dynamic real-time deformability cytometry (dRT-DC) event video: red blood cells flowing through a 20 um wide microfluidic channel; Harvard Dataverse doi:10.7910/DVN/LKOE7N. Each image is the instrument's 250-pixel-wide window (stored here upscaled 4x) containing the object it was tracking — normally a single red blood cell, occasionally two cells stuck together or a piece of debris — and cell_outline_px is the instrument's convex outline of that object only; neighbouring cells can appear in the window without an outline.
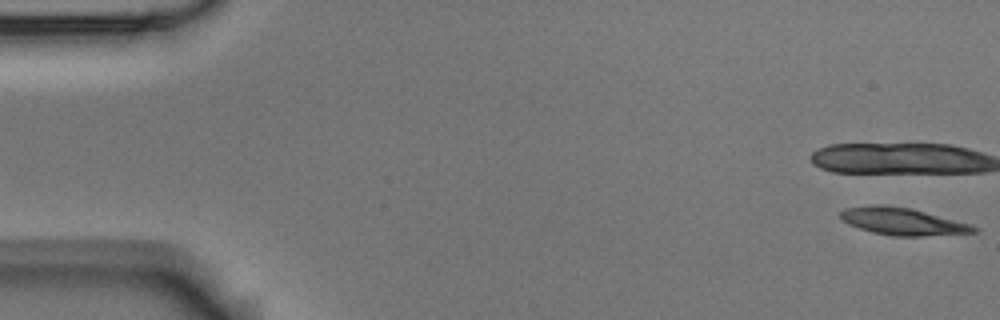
{"species": "Egyptian fruit bat (a non-hibernating species)", "species_latin": "Rousettus aegyptiacus", "temperature_condition": "room temperature", "stored_images_in_passage": 5, "camera_frame_rate_fps": 3000, "um_per_image_px": 0.085, "animal": {"sex": "male"}, "frame": {"image": 1, "passage_image": 1, "time_ms": 0.0, "image_size_px": [1000, 320], "cell_outline_px": [[980, 228], [976, 232], [920, 236], [892, 236], [872, 232], [848, 224], [840, 216], [840, 212], [844, 208], [872, 204], [908, 208], [924, 212], [968, 224]], "centroid_in_image_um": [76.66, 18.83], "position_along_channel_um": 8.3, "area_um2": 20.63}}